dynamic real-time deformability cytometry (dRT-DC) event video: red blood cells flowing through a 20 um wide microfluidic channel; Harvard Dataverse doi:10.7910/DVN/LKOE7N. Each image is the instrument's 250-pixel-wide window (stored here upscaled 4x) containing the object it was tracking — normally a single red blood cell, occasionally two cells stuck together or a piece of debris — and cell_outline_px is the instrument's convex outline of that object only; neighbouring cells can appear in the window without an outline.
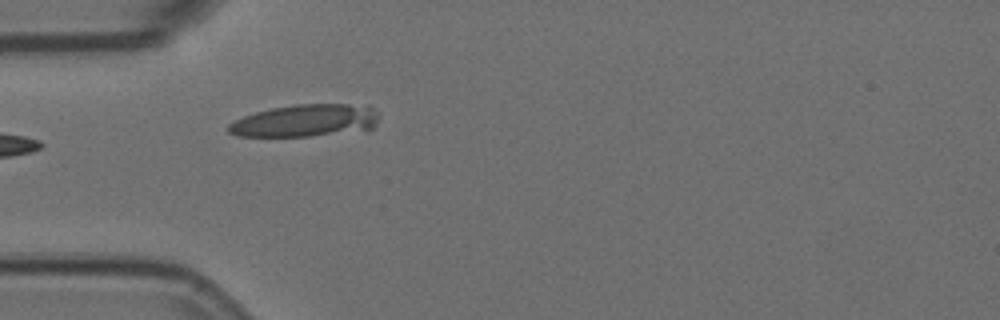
{"species": "Egyptian fruit bat (a non-hibernating species)", "species_latin": "Rousettus aegyptiacus", "temperature_condition": "room temperature", "stored_images_in_passage": 1, "camera_frame_rate_fps": 3000, "um_per_image_px": 0.085, "animal": {"sex": "female"}, "frame": {"image": 1, "passage_image": 1, "time_ms": 0.0, "image_size_px": [1000, 320], "cell_outline_px": [[380, 116], [376, 124], [372, 128], [308, 136], [236, 136], [228, 132], [228, 124], [244, 116], [256, 112], [272, 108], [296, 104], [368, 104], [380, 112]], "centroid_in_image_um": [26.0, 10.23], "position_along_channel_um": 59.0, "area_um2": 28.32}}